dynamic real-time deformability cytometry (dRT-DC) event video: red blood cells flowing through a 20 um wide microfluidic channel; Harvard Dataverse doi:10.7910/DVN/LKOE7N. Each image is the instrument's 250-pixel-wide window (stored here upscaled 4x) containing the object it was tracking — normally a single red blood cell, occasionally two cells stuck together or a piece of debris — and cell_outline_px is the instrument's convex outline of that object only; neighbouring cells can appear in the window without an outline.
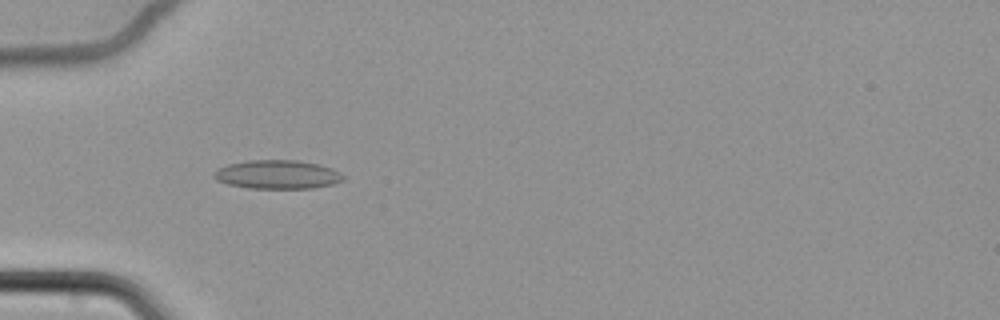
{"species": "common noctule bat (a hibernating species)", "species_latin": "Nyctalus noctula", "temperature_condition": "cold", "stored_images_in_passage": 52, "camera_frame_rate_fps": 3000, "um_per_image_px": 0.085, "animal": {"sex": "female", "body_mass_g": 22.7, "forearm_length_mm": 54.2}, "frame": {"image": 1, "passage_image": 11, "time_ms": 3.333, "image_size_px": [1000, 320], "cell_outline_px": [[344, 180], [332, 184], [312, 188], [248, 188], [228, 184], [216, 180], [212, 176], [220, 168], [228, 164], [248, 160], [296, 160], [320, 164], [332, 168], [340, 172], [344, 176]], "centroid_in_image_um": [23.6, 14.83], "position_along_channel_um": 61.4, "area_um2": 21.62}}
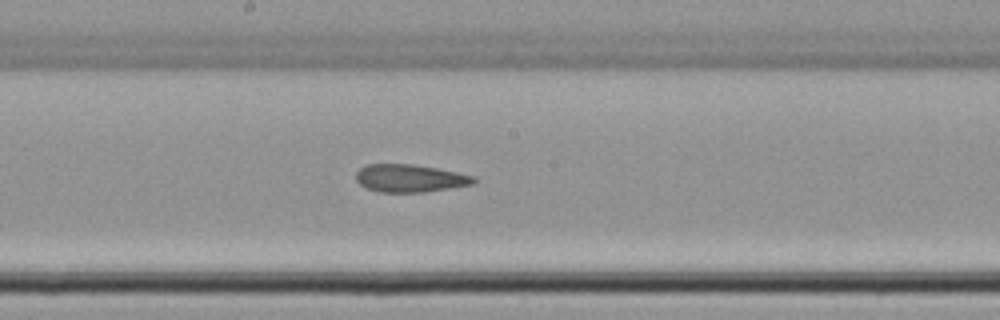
{"frame": {"image": 2, "passage_image": 25, "time_ms": 8.0, "image_size_px": [1000, 320], "cell_outline_px": [[476, 184], [424, 192], [380, 192], [368, 188], [360, 184], [356, 180], [356, 172], [364, 164], [412, 164], [436, 168], [476, 176]], "centroid_in_image_um": [34.86, 15.15], "position_along_channel_um": 213.3, "area_um2": 19.07}}
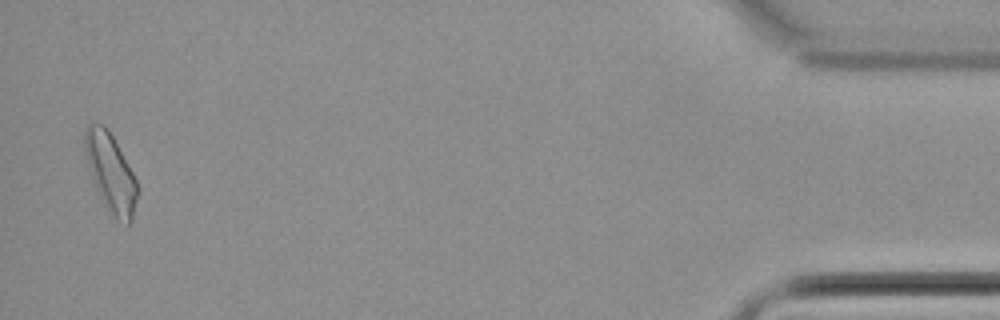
{"frame": {"image": 3, "passage_image": 51, "time_ms": 16.667, "image_size_px": [1000, 320], "cell_outline_px": [[140, 192], [132, 220], [128, 228], [116, 220], [104, 204], [92, 180], [84, 148], [84, 128], [88, 124], [104, 124], [108, 128], [132, 172], [140, 188]], "centroid_in_image_um": [9.43, 14.74], "position_along_channel_um": 425.8, "area_um2": 24.28}, "authors_computed_cell_mechanics": {"area_um2": 20.0566, "velocity_mm_per_s": 3.415, "shape_relaxation_time_tau1_ms": null, "shape_relaxation_time_tau2_ms": 3.943, "deformation_change_tau1": null, "deformation_change_tau2": 0.1229}}